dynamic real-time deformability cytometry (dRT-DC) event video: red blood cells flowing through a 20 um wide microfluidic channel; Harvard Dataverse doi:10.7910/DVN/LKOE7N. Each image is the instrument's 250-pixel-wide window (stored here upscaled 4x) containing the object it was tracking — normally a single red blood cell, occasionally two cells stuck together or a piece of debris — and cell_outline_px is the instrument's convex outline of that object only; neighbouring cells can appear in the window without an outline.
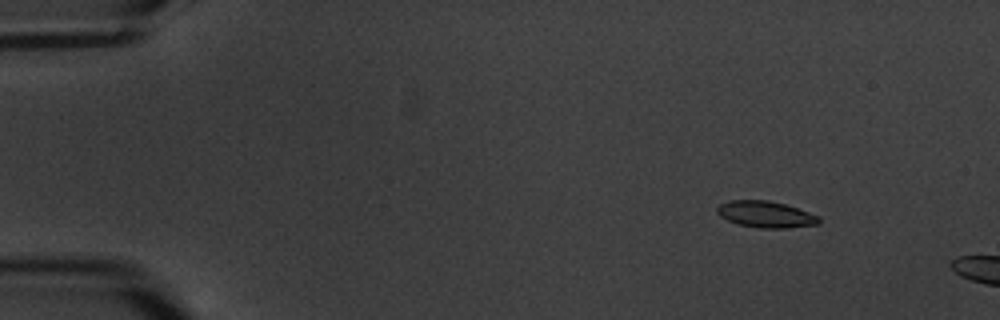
{"species": "common noctule bat (a hibernating species)", "species_latin": "Nyctalus noctula", "temperature_condition": "warm", "stored_images_in_passage": 4, "camera_frame_rate_fps": 3000, "um_per_image_px": 0.085, "animal": {"sex": "male", "body_mass_g": 20.1, "forearm_length_mm": 53.5}, "frame": {"image": 1, "passage_image": 2, "time_ms": 1.333, "image_size_px": [1000, 320], "cell_outline_px": [[820, 224], [788, 228], [760, 228], [740, 224], [728, 220], [720, 216], [716, 212], [716, 208], [720, 204], [728, 200], [768, 200], [784, 204], [820, 216]], "centroid_in_image_um": [65.09, 18.22], "position_along_channel_um": 19.9, "area_um2": 15.66}}